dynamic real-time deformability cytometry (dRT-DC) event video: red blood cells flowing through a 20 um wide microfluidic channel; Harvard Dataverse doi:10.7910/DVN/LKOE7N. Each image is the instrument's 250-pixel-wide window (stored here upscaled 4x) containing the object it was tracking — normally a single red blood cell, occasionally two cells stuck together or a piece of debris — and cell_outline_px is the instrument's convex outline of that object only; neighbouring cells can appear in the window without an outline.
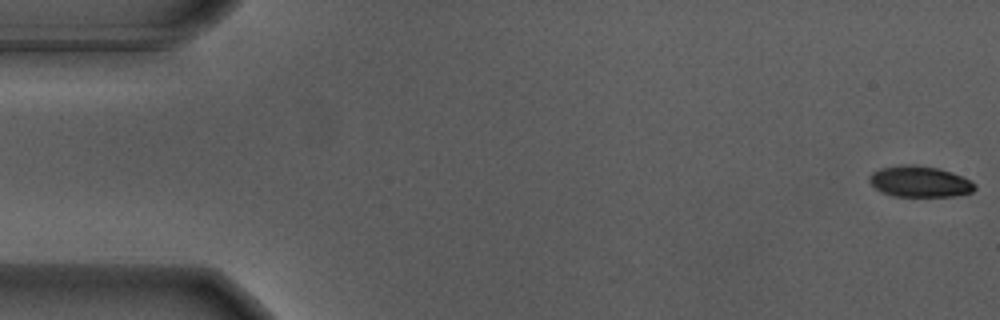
{"species": "Egyptian fruit bat (a non-hibernating species)", "species_latin": "Rousettus aegyptiacus", "temperature_condition": "warm", "stored_images_in_passage": 57, "segment_of_instrument_passage": [1, 2], "camera_frame_rate_fps": 3000, "um_per_image_px": 0.085, "animal": {"sex": "male"}, "frame": {"image": 1, "passage_image": 1, "time_ms": 0.0, "image_size_px": [1000, 320], "cell_outline_px": [[976, 188], [972, 192], [956, 196], [896, 196], [884, 192], [876, 188], [868, 180], [868, 176], [872, 172], [880, 168], [908, 164], [936, 168], [960, 176], [976, 184]], "centroid_in_image_um": [78.16, 15.44], "position_along_channel_um": 6.8, "area_um2": 18.67}}
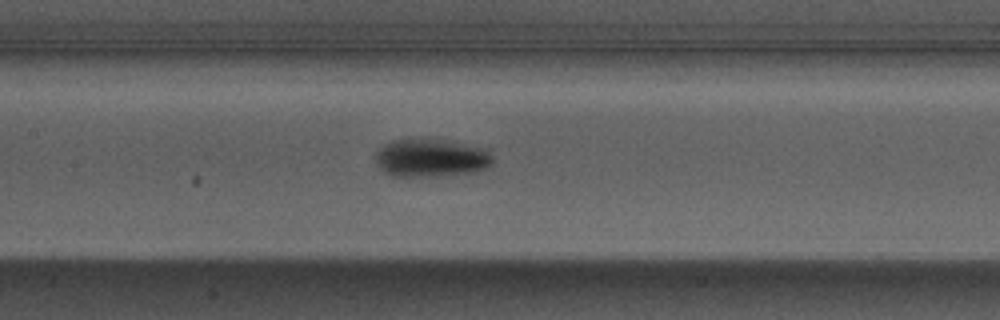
{"frame": {"image": 2, "passage_image": 26, "time_ms": 8.333, "image_size_px": [1000, 320], "cell_outline_px": [[492, 164], [488, 168], [472, 172], [440, 176], [392, 176], [384, 172], [376, 164], [376, 152], [384, 144], [392, 140], [428, 140], [488, 148], [492, 156]], "centroid_in_image_um": [36.63, 13.46], "position_along_channel_um": 170.8, "area_um2": 25.49}}
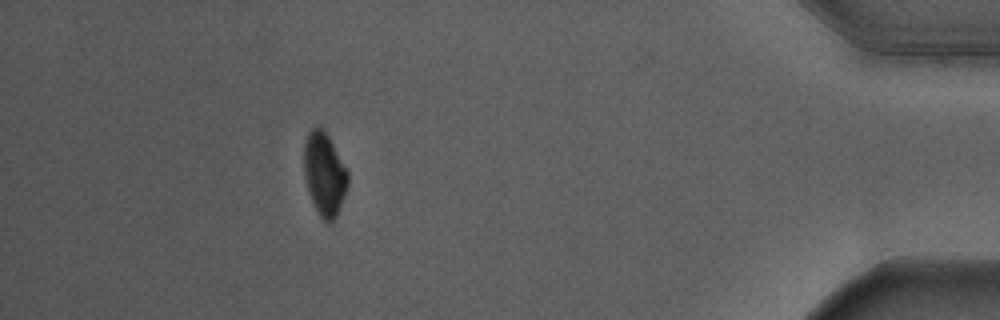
{"frame": {"image": 3, "passage_image": 50, "time_ms": 16.333, "image_size_px": [1000, 320], "cell_outline_px": [[348, 184], [340, 208], [336, 216], [328, 224], [320, 216], [312, 200], [308, 188], [304, 172], [304, 140], [308, 132], [312, 128], [320, 128], [328, 136], [348, 172]], "centroid_in_image_um": [27.57, 14.8], "position_along_channel_um": 407.6, "area_um2": 20.75}}